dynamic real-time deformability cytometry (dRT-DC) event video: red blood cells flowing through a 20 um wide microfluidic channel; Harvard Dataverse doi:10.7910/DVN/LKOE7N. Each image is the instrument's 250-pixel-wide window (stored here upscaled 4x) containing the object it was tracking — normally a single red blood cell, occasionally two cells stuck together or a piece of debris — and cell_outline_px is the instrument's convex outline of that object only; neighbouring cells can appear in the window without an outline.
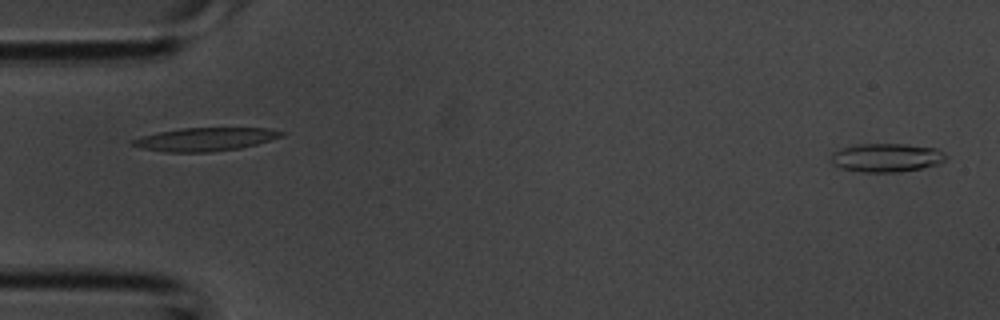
{"species": "common noctule bat (a hibernating species)", "species_latin": "Nyctalus noctula", "temperature_condition": "room temperature", "stored_images_in_passage": 4, "camera_frame_rate_fps": 3000, "um_per_image_px": 0.085, "animal": {"sex": "male", "body_mass_g": 20.1, "forearm_length_mm": 53.5}, "frame": {"image": 1, "passage_image": 1, "time_ms": 0.0, "image_size_px": [1000, 320], "cell_outline_px": [[948, 160], [940, 164], [900, 172], [860, 172], [840, 168], [832, 164], [828, 160], [832, 152], [840, 148], [856, 144], [904, 144], [936, 148], [944, 152], [948, 156]], "centroid_in_image_um": [75.33, 13.4], "position_along_channel_um": 9.7, "area_um2": 19.59}}
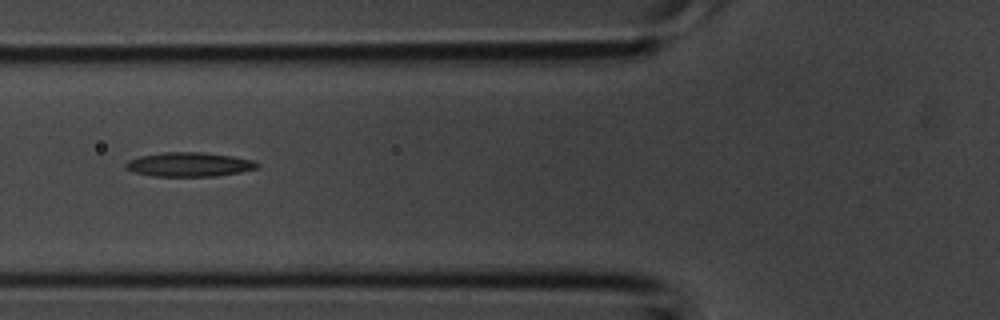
{"frame": {"image": 2, "passage_image": 4, "time_ms": 1.0, "image_size_px": [1000, 320], "cell_outline_px": [[260, 164], [256, 168], [240, 172], [220, 176], [152, 176], [132, 172], [124, 168], [124, 164], [128, 160], [140, 156], [164, 152], [204, 152], [232, 156], [256, 160]], "centroid_in_image_um": [16.07, 13.98], "position_along_channel_um": 109.7, "area_um2": 18.79}}